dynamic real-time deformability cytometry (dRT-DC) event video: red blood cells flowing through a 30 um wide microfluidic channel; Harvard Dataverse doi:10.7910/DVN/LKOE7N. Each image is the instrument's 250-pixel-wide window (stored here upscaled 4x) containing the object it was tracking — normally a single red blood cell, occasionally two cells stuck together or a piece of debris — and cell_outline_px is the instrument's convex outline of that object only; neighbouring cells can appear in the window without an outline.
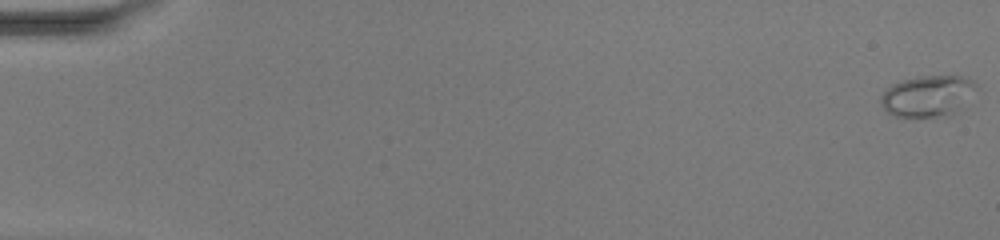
{"species": "common noctule bat (a hibernating species)", "species_latin": "Nyctalus noctula", "temperature_condition": "warm", "stored_images_in_passage": 43, "camera_frame_rate_fps": 3000, "um_per_image_px": 0.085, "animal": {"sex": "female", "body_mass_g": 20.0, "forearm_length_mm": 54.0}, "frame": {"image": 1, "passage_image": 1, "time_ms": 0.0, "image_size_px": [1000, 240], "cell_outline_px": [[976, 88], [960, 112], [952, 116], [896, 116], [888, 112], [880, 104], [880, 96], [892, 84], [900, 80], [916, 76], [960, 76], [972, 80], [976, 84]], "centroid_in_image_um": [78.87, 8.16], "position_along_channel_um": 6.1, "area_um2": 23.06}}
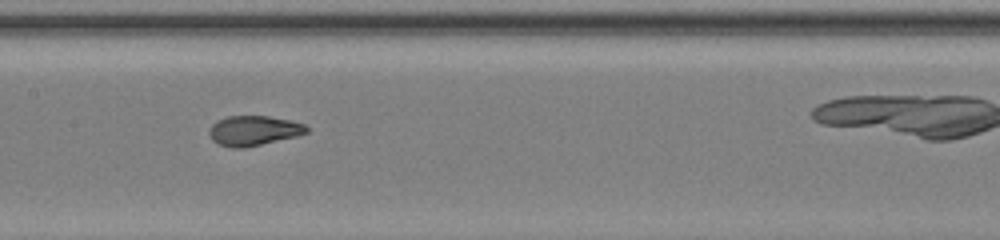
{"frame": {"image": 2, "passage_image": 27, "time_ms": 8.667, "image_size_px": [1000, 240], "cell_outline_px": [[308, 132], [296, 136], [244, 148], [232, 148], [220, 144], [212, 140], [208, 132], [208, 128], [216, 120], [228, 116], [268, 116], [292, 120], [304, 124], [308, 128]], "centroid_in_image_um": [21.54, 11.09], "position_along_channel_um": 185.9, "area_um2": 16.99}}
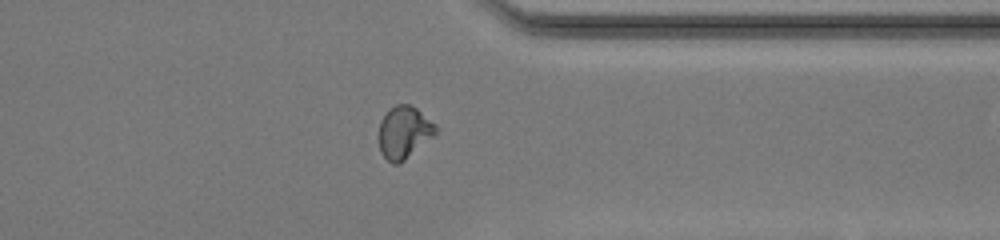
{"frame": {"image": 3, "passage_image": 41, "time_ms": 13.333, "image_size_px": [1000, 240], "cell_outline_px": [[440, 132], [436, 136], [400, 164], [392, 164], [380, 152], [380, 120], [396, 104], [408, 104], [416, 108], [436, 124], [440, 128]], "centroid_in_image_um": [34.42, 11.28], "position_along_channel_um": 377.0, "area_um2": 17.57}}